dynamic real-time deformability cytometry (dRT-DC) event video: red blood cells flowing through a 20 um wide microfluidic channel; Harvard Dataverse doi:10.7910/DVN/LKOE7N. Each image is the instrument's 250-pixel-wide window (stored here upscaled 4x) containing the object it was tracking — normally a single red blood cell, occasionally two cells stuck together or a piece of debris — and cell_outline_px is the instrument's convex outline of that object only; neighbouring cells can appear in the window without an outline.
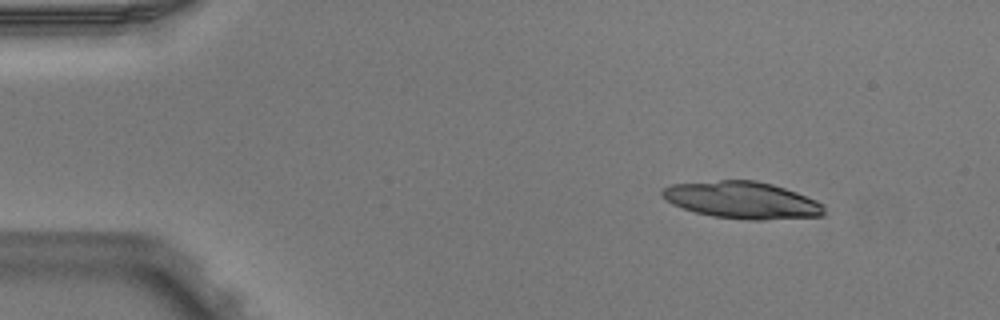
{"species": "Egyptian fruit bat (a non-hibernating species)", "species_latin": "Rousettus aegyptiacus", "temperature_condition": "warm", "stored_images_in_passage": 3, "camera_frame_rate_fps": 3000, "um_per_image_px": 0.085, "animal": {"sex": "male"}, "frame": {"image": 1, "passage_image": 1, "time_ms": 0.0, "image_size_px": [1000, 320], "cell_outline_px": [[824, 216], [764, 220], [752, 220], [712, 216], [696, 212], [672, 204], [660, 196], [660, 192], [664, 188], [672, 184], [720, 180], [756, 180], [772, 184], [796, 192], [816, 200], [824, 204]], "centroid_in_image_um": [63.09, 17.01], "position_along_channel_um": 21.9, "area_um2": 34.91}}